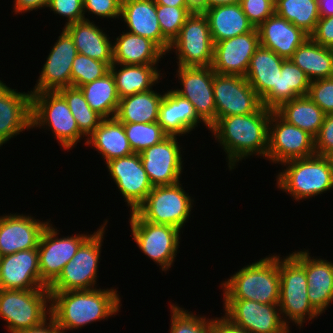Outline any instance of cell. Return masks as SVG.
I'll return each mask as SVG.
<instances>
[{
  "instance_id": "cell-45",
  "label": "cell",
  "mask_w": 333,
  "mask_h": 333,
  "mask_svg": "<svg viewBox=\"0 0 333 333\" xmlns=\"http://www.w3.org/2000/svg\"><path fill=\"white\" fill-rule=\"evenodd\" d=\"M307 96L326 115L333 113V77L311 81Z\"/></svg>"
},
{
  "instance_id": "cell-21",
  "label": "cell",
  "mask_w": 333,
  "mask_h": 333,
  "mask_svg": "<svg viewBox=\"0 0 333 333\" xmlns=\"http://www.w3.org/2000/svg\"><path fill=\"white\" fill-rule=\"evenodd\" d=\"M26 213L0 216V255L37 248L44 229L51 219H35Z\"/></svg>"
},
{
  "instance_id": "cell-58",
  "label": "cell",
  "mask_w": 333,
  "mask_h": 333,
  "mask_svg": "<svg viewBox=\"0 0 333 333\" xmlns=\"http://www.w3.org/2000/svg\"><path fill=\"white\" fill-rule=\"evenodd\" d=\"M9 89H10V86L6 85V83H4V81H3V79L0 80V97L3 96Z\"/></svg>"
},
{
  "instance_id": "cell-49",
  "label": "cell",
  "mask_w": 333,
  "mask_h": 333,
  "mask_svg": "<svg viewBox=\"0 0 333 333\" xmlns=\"http://www.w3.org/2000/svg\"><path fill=\"white\" fill-rule=\"evenodd\" d=\"M315 139L316 155L325 156L333 149V113L327 114Z\"/></svg>"
},
{
  "instance_id": "cell-48",
  "label": "cell",
  "mask_w": 333,
  "mask_h": 333,
  "mask_svg": "<svg viewBox=\"0 0 333 333\" xmlns=\"http://www.w3.org/2000/svg\"><path fill=\"white\" fill-rule=\"evenodd\" d=\"M240 4L243 13L255 28L275 13L273 0H242Z\"/></svg>"
},
{
  "instance_id": "cell-26",
  "label": "cell",
  "mask_w": 333,
  "mask_h": 333,
  "mask_svg": "<svg viewBox=\"0 0 333 333\" xmlns=\"http://www.w3.org/2000/svg\"><path fill=\"white\" fill-rule=\"evenodd\" d=\"M32 93L12 87L0 97V149L23 131H31ZM22 132V133H21Z\"/></svg>"
},
{
  "instance_id": "cell-16",
  "label": "cell",
  "mask_w": 333,
  "mask_h": 333,
  "mask_svg": "<svg viewBox=\"0 0 333 333\" xmlns=\"http://www.w3.org/2000/svg\"><path fill=\"white\" fill-rule=\"evenodd\" d=\"M213 95L216 121L226 116L251 114L262 107L261 99L243 76L215 73Z\"/></svg>"
},
{
  "instance_id": "cell-43",
  "label": "cell",
  "mask_w": 333,
  "mask_h": 333,
  "mask_svg": "<svg viewBox=\"0 0 333 333\" xmlns=\"http://www.w3.org/2000/svg\"><path fill=\"white\" fill-rule=\"evenodd\" d=\"M110 72L108 63L77 53L71 71V86L81 87L92 81L104 77Z\"/></svg>"
},
{
  "instance_id": "cell-38",
  "label": "cell",
  "mask_w": 333,
  "mask_h": 333,
  "mask_svg": "<svg viewBox=\"0 0 333 333\" xmlns=\"http://www.w3.org/2000/svg\"><path fill=\"white\" fill-rule=\"evenodd\" d=\"M275 14L302 29L309 36L320 19L318 0H277Z\"/></svg>"
},
{
  "instance_id": "cell-5",
  "label": "cell",
  "mask_w": 333,
  "mask_h": 333,
  "mask_svg": "<svg viewBox=\"0 0 333 333\" xmlns=\"http://www.w3.org/2000/svg\"><path fill=\"white\" fill-rule=\"evenodd\" d=\"M276 174V187L300 202L333 190V167L325 156L284 162ZM285 167V168H284Z\"/></svg>"
},
{
  "instance_id": "cell-8",
  "label": "cell",
  "mask_w": 333,
  "mask_h": 333,
  "mask_svg": "<svg viewBox=\"0 0 333 333\" xmlns=\"http://www.w3.org/2000/svg\"><path fill=\"white\" fill-rule=\"evenodd\" d=\"M181 182L153 186L145 201L135 212L147 222L171 225L183 233L182 229L193 213L195 200L192 194L190 196L188 191L184 190Z\"/></svg>"
},
{
  "instance_id": "cell-1",
  "label": "cell",
  "mask_w": 333,
  "mask_h": 333,
  "mask_svg": "<svg viewBox=\"0 0 333 333\" xmlns=\"http://www.w3.org/2000/svg\"><path fill=\"white\" fill-rule=\"evenodd\" d=\"M272 109L262 106L257 112L219 118L211 127V136L225 152L229 171L252 156L266 160L269 121Z\"/></svg>"
},
{
  "instance_id": "cell-42",
  "label": "cell",
  "mask_w": 333,
  "mask_h": 333,
  "mask_svg": "<svg viewBox=\"0 0 333 333\" xmlns=\"http://www.w3.org/2000/svg\"><path fill=\"white\" fill-rule=\"evenodd\" d=\"M123 127L131 149L138 154L168 136L158 122L123 123Z\"/></svg>"
},
{
  "instance_id": "cell-15",
  "label": "cell",
  "mask_w": 333,
  "mask_h": 333,
  "mask_svg": "<svg viewBox=\"0 0 333 333\" xmlns=\"http://www.w3.org/2000/svg\"><path fill=\"white\" fill-rule=\"evenodd\" d=\"M177 139V136H167L140 153L144 170L153 186L171 185L182 180L186 161L182 157L186 151Z\"/></svg>"
},
{
  "instance_id": "cell-39",
  "label": "cell",
  "mask_w": 333,
  "mask_h": 333,
  "mask_svg": "<svg viewBox=\"0 0 333 333\" xmlns=\"http://www.w3.org/2000/svg\"><path fill=\"white\" fill-rule=\"evenodd\" d=\"M57 92L65 99L75 118L80 133L88 138L103 119L88 105L83 92L77 87H64Z\"/></svg>"
},
{
  "instance_id": "cell-20",
  "label": "cell",
  "mask_w": 333,
  "mask_h": 333,
  "mask_svg": "<svg viewBox=\"0 0 333 333\" xmlns=\"http://www.w3.org/2000/svg\"><path fill=\"white\" fill-rule=\"evenodd\" d=\"M286 59L261 45L251 57L245 75L246 80L261 99L262 106L278 108V80L282 64Z\"/></svg>"
},
{
  "instance_id": "cell-35",
  "label": "cell",
  "mask_w": 333,
  "mask_h": 333,
  "mask_svg": "<svg viewBox=\"0 0 333 333\" xmlns=\"http://www.w3.org/2000/svg\"><path fill=\"white\" fill-rule=\"evenodd\" d=\"M121 98L116 118L121 123H152L158 121L159 106L164 96L156 89Z\"/></svg>"
},
{
  "instance_id": "cell-36",
  "label": "cell",
  "mask_w": 333,
  "mask_h": 333,
  "mask_svg": "<svg viewBox=\"0 0 333 333\" xmlns=\"http://www.w3.org/2000/svg\"><path fill=\"white\" fill-rule=\"evenodd\" d=\"M275 111L288 123L308 132L314 138L318 135L326 116L307 95L283 102Z\"/></svg>"
},
{
  "instance_id": "cell-17",
  "label": "cell",
  "mask_w": 333,
  "mask_h": 333,
  "mask_svg": "<svg viewBox=\"0 0 333 333\" xmlns=\"http://www.w3.org/2000/svg\"><path fill=\"white\" fill-rule=\"evenodd\" d=\"M174 76L179 86L173 89L177 94L189 100L197 115L211 127L216 122V106L213 95L215 72L209 67L177 66Z\"/></svg>"
},
{
  "instance_id": "cell-44",
  "label": "cell",
  "mask_w": 333,
  "mask_h": 333,
  "mask_svg": "<svg viewBox=\"0 0 333 333\" xmlns=\"http://www.w3.org/2000/svg\"><path fill=\"white\" fill-rule=\"evenodd\" d=\"M194 11L192 7L156 5L162 35L171 43L179 35L186 18Z\"/></svg>"
},
{
  "instance_id": "cell-55",
  "label": "cell",
  "mask_w": 333,
  "mask_h": 333,
  "mask_svg": "<svg viewBox=\"0 0 333 333\" xmlns=\"http://www.w3.org/2000/svg\"><path fill=\"white\" fill-rule=\"evenodd\" d=\"M320 17L333 16V0H318Z\"/></svg>"
},
{
  "instance_id": "cell-24",
  "label": "cell",
  "mask_w": 333,
  "mask_h": 333,
  "mask_svg": "<svg viewBox=\"0 0 333 333\" xmlns=\"http://www.w3.org/2000/svg\"><path fill=\"white\" fill-rule=\"evenodd\" d=\"M157 122L168 136L180 138L191 135V132L197 129L200 123L210 130V127L197 115L194 105L177 94L173 87L164 92Z\"/></svg>"
},
{
  "instance_id": "cell-22",
  "label": "cell",
  "mask_w": 333,
  "mask_h": 333,
  "mask_svg": "<svg viewBox=\"0 0 333 333\" xmlns=\"http://www.w3.org/2000/svg\"><path fill=\"white\" fill-rule=\"evenodd\" d=\"M259 46L257 28L251 32L214 43L213 71L221 75L245 77L251 57Z\"/></svg>"
},
{
  "instance_id": "cell-19",
  "label": "cell",
  "mask_w": 333,
  "mask_h": 333,
  "mask_svg": "<svg viewBox=\"0 0 333 333\" xmlns=\"http://www.w3.org/2000/svg\"><path fill=\"white\" fill-rule=\"evenodd\" d=\"M58 39L50 47L31 93L57 91L71 86L72 64L77 55L75 43L63 27Z\"/></svg>"
},
{
  "instance_id": "cell-23",
  "label": "cell",
  "mask_w": 333,
  "mask_h": 333,
  "mask_svg": "<svg viewBox=\"0 0 333 333\" xmlns=\"http://www.w3.org/2000/svg\"><path fill=\"white\" fill-rule=\"evenodd\" d=\"M0 289H48L41 282L37 248L1 256Z\"/></svg>"
},
{
  "instance_id": "cell-50",
  "label": "cell",
  "mask_w": 333,
  "mask_h": 333,
  "mask_svg": "<svg viewBox=\"0 0 333 333\" xmlns=\"http://www.w3.org/2000/svg\"><path fill=\"white\" fill-rule=\"evenodd\" d=\"M310 37L317 44L333 49V16L320 17Z\"/></svg>"
},
{
  "instance_id": "cell-29",
  "label": "cell",
  "mask_w": 333,
  "mask_h": 333,
  "mask_svg": "<svg viewBox=\"0 0 333 333\" xmlns=\"http://www.w3.org/2000/svg\"><path fill=\"white\" fill-rule=\"evenodd\" d=\"M74 40L78 53L113 64V40L104 27L92 20H82L64 27ZM111 38V39H110Z\"/></svg>"
},
{
  "instance_id": "cell-51",
  "label": "cell",
  "mask_w": 333,
  "mask_h": 333,
  "mask_svg": "<svg viewBox=\"0 0 333 333\" xmlns=\"http://www.w3.org/2000/svg\"><path fill=\"white\" fill-rule=\"evenodd\" d=\"M49 0H13V11L17 16L18 14L30 13L31 11H37L47 9Z\"/></svg>"
},
{
  "instance_id": "cell-11",
  "label": "cell",
  "mask_w": 333,
  "mask_h": 333,
  "mask_svg": "<svg viewBox=\"0 0 333 333\" xmlns=\"http://www.w3.org/2000/svg\"><path fill=\"white\" fill-rule=\"evenodd\" d=\"M175 53L177 66L209 67L213 64L214 42L208 19L195 10L185 20L179 35L171 42L167 55Z\"/></svg>"
},
{
  "instance_id": "cell-7",
  "label": "cell",
  "mask_w": 333,
  "mask_h": 333,
  "mask_svg": "<svg viewBox=\"0 0 333 333\" xmlns=\"http://www.w3.org/2000/svg\"><path fill=\"white\" fill-rule=\"evenodd\" d=\"M108 222V219H104L103 224L80 245L58 278L48 287L49 292L90 290L100 287L97 282L98 268Z\"/></svg>"
},
{
  "instance_id": "cell-31",
  "label": "cell",
  "mask_w": 333,
  "mask_h": 333,
  "mask_svg": "<svg viewBox=\"0 0 333 333\" xmlns=\"http://www.w3.org/2000/svg\"><path fill=\"white\" fill-rule=\"evenodd\" d=\"M86 146L94 148L102 157L104 164L111 159L133 154L123 123L116 117L104 118L87 138Z\"/></svg>"
},
{
  "instance_id": "cell-14",
  "label": "cell",
  "mask_w": 333,
  "mask_h": 333,
  "mask_svg": "<svg viewBox=\"0 0 333 333\" xmlns=\"http://www.w3.org/2000/svg\"><path fill=\"white\" fill-rule=\"evenodd\" d=\"M223 316L248 333H285L278 304H264L246 299H223Z\"/></svg>"
},
{
  "instance_id": "cell-37",
  "label": "cell",
  "mask_w": 333,
  "mask_h": 333,
  "mask_svg": "<svg viewBox=\"0 0 333 333\" xmlns=\"http://www.w3.org/2000/svg\"><path fill=\"white\" fill-rule=\"evenodd\" d=\"M79 88L91 109L103 119L116 116L120 97L111 72Z\"/></svg>"
},
{
  "instance_id": "cell-46",
  "label": "cell",
  "mask_w": 333,
  "mask_h": 333,
  "mask_svg": "<svg viewBox=\"0 0 333 333\" xmlns=\"http://www.w3.org/2000/svg\"><path fill=\"white\" fill-rule=\"evenodd\" d=\"M83 3L85 20H91L89 15H92L93 19L96 16L97 20L98 18L119 20L121 17L120 0H83Z\"/></svg>"
},
{
  "instance_id": "cell-6",
  "label": "cell",
  "mask_w": 333,
  "mask_h": 333,
  "mask_svg": "<svg viewBox=\"0 0 333 333\" xmlns=\"http://www.w3.org/2000/svg\"><path fill=\"white\" fill-rule=\"evenodd\" d=\"M31 128L50 131L59 146L67 152L85 138L65 99L57 91L32 93ZM46 130V131H45Z\"/></svg>"
},
{
  "instance_id": "cell-47",
  "label": "cell",
  "mask_w": 333,
  "mask_h": 333,
  "mask_svg": "<svg viewBox=\"0 0 333 333\" xmlns=\"http://www.w3.org/2000/svg\"><path fill=\"white\" fill-rule=\"evenodd\" d=\"M47 8L53 11L52 14L66 19L64 27L85 20L83 0H49Z\"/></svg>"
},
{
  "instance_id": "cell-13",
  "label": "cell",
  "mask_w": 333,
  "mask_h": 333,
  "mask_svg": "<svg viewBox=\"0 0 333 333\" xmlns=\"http://www.w3.org/2000/svg\"><path fill=\"white\" fill-rule=\"evenodd\" d=\"M52 223L50 221L44 229L37 247L41 282L47 288L58 278L80 245L91 235L89 232H79L64 237L59 233V228Z\"/></svg>"
},
{
  "instance_id": "cell-18",
  "label": "cell",
  "mask_w": 333,
  "mask_h": 333,
  "mask_svg": "<svg viewBox=\"0 0 333 333\" xmlns=\"http://www.w3.org/2000/svg\"><path fill=\"white\" fill-rule=\"evenodd\" d=\"M106 169L123 197L129 213L135 211L153 188L144 170L140 154L133 153L106 162Z\"/></svg>"
},
{
  "instance_id": "cell-33",
  "label": "cell",
  "mask_w": 333,
  "mask_h": 333,
  "mask_svg": "<svg viewBox=\"0 0 333 333\" xmlns=\"http://www.w3.org/2000/svg\"><path fill=\"white\" fill-rule=\"evenodd\" d=\"M208 19L214 43L251 32L253 24L243 13L241 4L217 6L203 12Z\"/></svg>"
},
{
  "instance_id": "cell-52",
  "label": "cell",
  "mask_w": 333,
  "mask_h": 333,
  "mask_svg": "<svg viewBox=\"0 0 333 333\" xmlns=\"http://www.w3.org/2000/svg\"><path fill=\"white\" fill-rule=\"evenodd\" d=\"M211 333H248L241 327L231 323L224 316L211 317Z\"/></svg>"
},
{
  "instance_id": "cell-56",
  "label": "cell",
  "mask_w": 333,
  "mask_h": 333,
  "mask_svg": "<svg viewBox=\"0 0 333 333\" xmlns=\"http://www.w3.org/2000/svg\"><path fill=\"white\" fill-rule=\"evenodd\" d=\"M156 5H166L174 7H191L185 0H154Z\"/></svg>"
},
{
  "instance_id": "cell-28",
  "label": "cell",
  "mask_w": 333,
  "mask_h": 333,
  "mask_svg": "<svg viewBox=\"0 0 333 333\" xmlns=\"http://www.w3.org/2000/svg\"><path fill=\"white\" fill-rule=\"evenodd\" d=\"M305 249V273L308 299L313 308L324 314L333 304V262L310 255Z\"/></svg>"
},
{
  "instance_id": "cell-53",
  "label": "cell",
  "mask_w": 333,
  "mask_h": 333,
  "mask_svg": "<svg viewBox=\"0 0 333 333\" xmlns=\"http://www.w3.org/2000/svg\"><path fill=\"white\" fill-rule=\"evenodd\" d=\"M15 333H64L58 326L55 319L50 315L40 325L23 329Z\"/></svg>"
},
{
  "instance_id": "cell-4",
  "label": "cell",
  "mask_w": 333,
  "mask_h": 333,
  "mask_svg": "<svg viewBox=\"0 0 333 333\" xmlns=\"http://www.w3.org/2000/svg\"><path fill=\"white\" fill-rule=\"evenodd\" d=\"M220 285L223 299H246L264 304H278L279 253H270L255 262H249Z\"/></svg>"
},
{
  "instance_id": "cell-60",
  "label": "cell",
  "mask_w": 333,
  "mask_h": 333,
  "mask_svg": "<svg viewBox=\"0 0 333 333\" xmlns=\"http://www.w3.org/2000/svg\"><path fill=\"white\" fill-rule=\"evenodd\" d=\"M285 333H292V331L289 328Z\"/></svg>"
},
{
  "instance_id": "cell-41",
  "label": "cell",
  "mask_w": 333,
  "mask_h": 333,
  "mask_svg": "<svg viewBox=\"0 0 333 333\" xmlns=\"http://www.w3.org/2000/svg\"><path fill=\"white\" fill-rule=\"evenodd\" d=\"M169 333H211V318L170 302Z\"/></svg>"
},
{
  "instance_id": "cell-32",
  "label": "cell",
  "mask_w": 333,
  "mask_h": 333,
  "mask_svg": "<svg viewBox=\"0 0 333 333\" xmlns=\"http://www.w3.org/2000/svg\"><path fill=\"white\" fill-rule=\"evenodd\" d=\"M159 65L112 64L110 72L114 77L120 99L136 93L152 90L163 81L165 73ZM161 80V81H160Z\"/></svg>"
},
{
  "instance_id": "cell-25",
  "label": "cell",
  "mask_w": 333,
  "mask_h": 333,
  "mask_svg": "<svg viewBox=\"0 0 333 333\" xmlns=\"http://www.w3.org/2000/svg\"><path fill=\"white\" fill-rule=\"evenodd\" d=\"M126 31L153 41L167 56L171 43L162 35L154 0L121 2L120 20Z\"/></svg>"
},
{
  "instance_id": "cell-12",
  "label": "cell",
  "mask_w": 333,
  "mask_h": 333,
  "mask_svg": "<svg viewBox=\"0 0 333 333\" xmlns=\"http://www.w3.org/2000/svg\"><path fill=\"white\" fill-rule=\"evenodd\" d=\"M314 155H316L314 137L288 123L275 110H272L266 160L280 166L293 159L308 158Z\"/></svg>"
},
{
  "instance_id": "cell-34",
  "label": "cell",
  "mask_w": 333,
  "mask_h": 333,
  "mask_svg": "<svg viewBox=\"0 0 333 333\" xmlns=\"http://www.w3.org/2000/svg\"><path fill=\"white\" fill-rule=\"evenodd\" d=\"M290 60L310 81L333 77V49L307 38L294 52Z\"/></svg>"
},
{
  "instance_id": "cell-59",
  "label": "cell",
  "mask_w": 333,
  "mask_h": 333,
  "mask_svg": "<svg viewBox=\"0 0 333 333\" xmlns=\"http://www.w3.org/2000/svg\"><path fill=\"white\" fill-rule=\"evenodd\" d=\"M325 157L328 159L329 164L333 167V149H331Z\"/></svg>"
},
{
  "instance_id": "cell-54",
  "label": "cell",
  "mask_w": 333,
  "mask_h": 333,
  "mask_svg": "<svg viewBox=\"0 0 333 333\" xmlns=\"http://www.w3.org/2000/svg\"><path fill=\"white\" fill-rule=\"evenodd\" d=\"M242 0H202L200 7L197 11L204 12L207 9L223 6V5H230V4H240Z\"/></svg>"
},
{
  "instance_id": "cell-40",
  "label": "cell",
  "mask_w": 333,
  "mask_h": 333,
  "mask_svg": "<svg viewBox=\"0 0 333 333\" xmlns=\"http://www.w3.org/2000/svg\"><path fill=\"white\" fill-rule=\"evenodd\" d=\"M310 80L290 59L282 64L278 80V107L286 101L298 96H306L309 91Z\"/></svg>"
},
{
  "instance_id": "cell-57",
  "label": "cell",
  "mask_w": 333,
  "mask_h": 333,
  "mask_svg": "<svg viewBox=\"0 0 333 333\" xmlns=\"http://www.w3.org/2000/svg\"><path fill=\"white\" fill-rule=\"evenodd\" d=\"M194 10H198L202 0H185Z\"/></svg>"
},
{
  "instance_id": "cell-30",
  "label": "cell",
  "mask_w": 333,
  "mask_h": 333,
  "mask_svg": "<svg viewBox=\"0 0 333 333\" xmlns=\"http://www.w3.org/2000/svg\"><path fill=\"white\" fill-rule=\"evenodd\" d=\"M119 35V36H118ZM113 40V64L159 65L166 55L153 41L122 30Z\"/></svg>"
},
{
  "instance_id": "cell-27",
  "label": "cell",
  "mask_w": 333,
  "mask_h": 333,
  "mask_svg": "<svg viewBox=\"0 0 333 333\" xmlns=\"http://www.w3.org/2000/svg\"><path fill=\"white\" fill-rule=\"evenodd\" d=\"M260 45L284 59H290L310 36L285 18L273 14L258 28Z\"/></svg>"
},
{
  "instance_id": "cell-2",
  "label": "cell",
  "mask_w": 333,
  "mask_h": 333,
  "mask_svg": "<svg viewBox=\"0 0 333 333\" xmlns=\"http://www.w3.org/2000/svg\"><path fill=\"white\" fill-rule=\"evenodd\" d=\"M117 289L98 287L50 292V315L64 333L80 330L94 322L107 321L118 315L122 307V296Z\"/></svg>"
},
{
  "instance_id": "cell-10",
  "label": "cell",
  "mask_w": 333,
  "mask_h": 333,
  "mask_svg": "<svg viewBox=\"0 0 333 333\" xmlns=\"http://www.w3.org/2000/svg\"><path fill=\"white\" fill-rule=\"evenodd\" d=\"M49 316V289H0V319L8 333L40 325Z\"/></svg>"
},
{
  "instance_id": "cell-3",
  "label": "cell",
  "mask_w": 333,
  "mask_h": 333,
  "mask_svg": "<svg viewBox=\"0 0 333 333\" xmlns=\"http://www.w3.org/2000/svg\"><path fill=\"white\" fill-rule=\"evenodd\" d=\"M283 257V258H282ZM279 254V308L283 322L290 328L305 327L321 315L313 308L308 299V284L305 273V248L295 250L286 256ZM308 320V321H307ZM310 321V322H309ZM295 324V325H294Z\"/></svg>"
},
{
  "instance_id": "cell-9",
  "label": "cell",
  "mask_w": 333,
  "mask_h": 333,
  "mask_svg": "<svg viewBox=\"0 0 333 333\" xmlns=\"http://www.w3.org/2000/svg\"><path fill=\"white\" fill-rule=\"evenodd\" d=\"M128 223L138 249L164 273L174 266L180 250L182 231L174 226L155 224L143 220L135 211L130 212Z\"/></svg>"
}]
</instances>
